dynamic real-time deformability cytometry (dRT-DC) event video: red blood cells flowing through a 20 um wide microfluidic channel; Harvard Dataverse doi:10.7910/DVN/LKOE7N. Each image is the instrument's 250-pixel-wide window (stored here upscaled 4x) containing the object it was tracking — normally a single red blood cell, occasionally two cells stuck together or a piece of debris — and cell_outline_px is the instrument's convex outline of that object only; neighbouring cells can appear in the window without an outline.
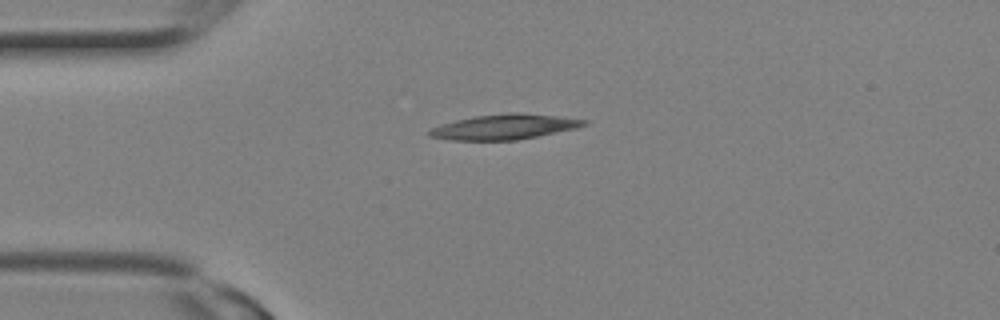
{"species": "Egyptian fruit bat (a non-hibernating species)", "species_latin": "Rousettus aegyptiacus", "temperature_condition": "room temperature", "stored_images_in_passage": 3, "camera_frame_rate_fps": 3000, "um_per_image_px": 0.085, "animal": {"sex": "female"}, "frame": {"image": 1, "passage_image": 3, "time_ms": 0.667, "image_size_px": [1000, 320], "cell_outline_px": [[588, 124], [576, 128], [516, 140], [448, 140], [428, 136], [424, 132], [440, 124], [472, 116], [508, 112], [520, 112], [556, 116], [588, 120]], "centroid_in_image_um": [42.8, 10.77], "position_along_channel_um": 42.2, "area_um2": 22.77}}